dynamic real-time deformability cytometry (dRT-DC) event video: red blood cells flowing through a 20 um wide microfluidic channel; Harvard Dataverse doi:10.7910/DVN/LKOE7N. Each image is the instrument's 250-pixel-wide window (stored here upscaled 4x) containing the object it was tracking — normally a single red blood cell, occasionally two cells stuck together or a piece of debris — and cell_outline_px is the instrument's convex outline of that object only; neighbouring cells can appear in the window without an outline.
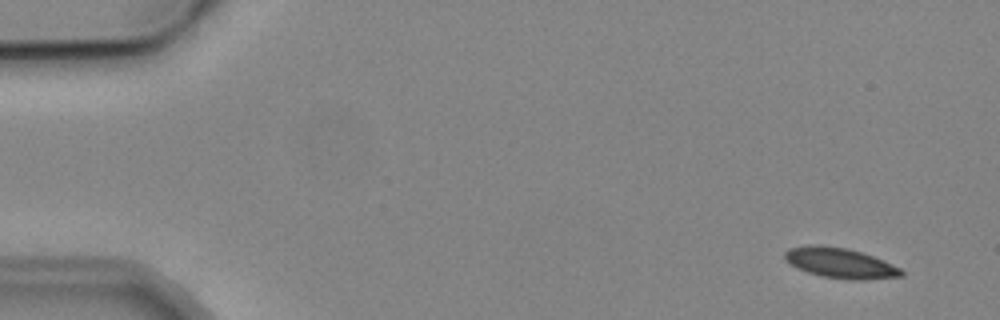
{"species": "common noctule bat (a hibernating species)", "species_latin": "Nyctalus noctula", "temperature_condition": "cold", "stored_images_in_passage": 6, "camera_frame_rate_fps": 3000, "um_per_image_px": 0.085, "animal": {"sex": "male", "body_mass_g": 19.2, "forearm_length_mm": 51.8}, "frame": {"image": 1, "passage_image": 1, "time_ms": 0.0, "image_size_px": [1000, 320], "cell_outline_px": [[904, 276], [864, 280], [856, 280], [820, 276], [796, 268], [784, 260], [784, 252], [788, 248], [812, 244], [848, 248], [872, 256], [900, 268], [904, 272]], "centroid_in_image_um": [71.37, 22.35], "position_along_channel_um": 13.6, "area_um2": 20.52}}
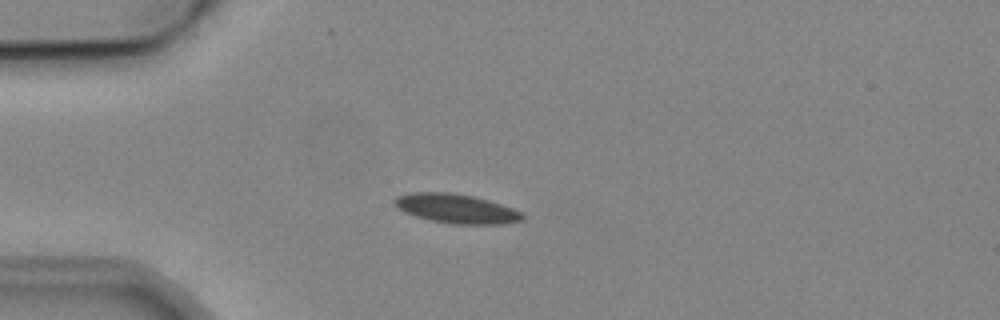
{"frame": {"image": 2, "passage_image": 4, "time_ms": 3.667, "image_size_px": [1000, 320], "cell_outline_px": [[524, 220], [504, 224], [452, 224], [432, 220], [416, 216], [404, 212], [396, 208], [392, 204], [392, 200], [396, 196], [412, 192], [452, 192], [476, 196], [512, 208], [520, 212], [524, 216]], "centroid_in_image_um": [38.74, 17.72], "position_along_channel_um": 46.3, "area_um2": 22.02}}